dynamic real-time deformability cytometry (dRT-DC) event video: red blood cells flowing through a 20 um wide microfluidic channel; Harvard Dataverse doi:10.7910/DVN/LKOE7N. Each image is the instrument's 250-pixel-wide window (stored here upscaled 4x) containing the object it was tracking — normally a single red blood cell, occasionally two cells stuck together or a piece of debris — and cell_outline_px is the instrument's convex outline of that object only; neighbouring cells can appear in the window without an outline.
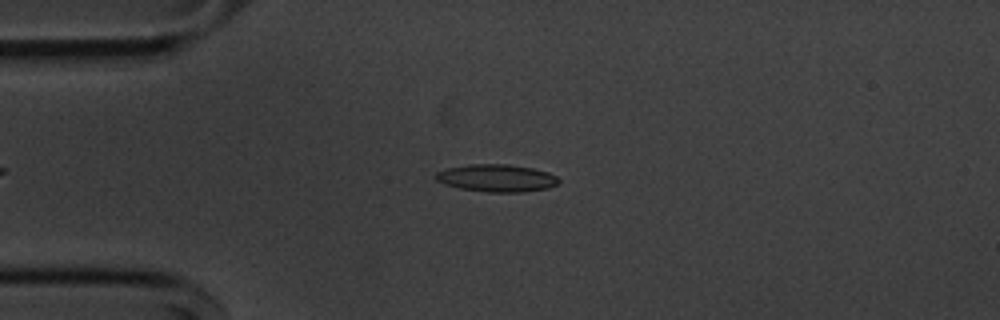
{"species": "common noctule bat (a hibernating species)", "species_latin": "Nyctalus noctula", "temperature_condition": "cold", "stored_images_in_passage": 38, "camera_frame_rate_fps": 3000, "um_per_image_px": 0.085, "animal": {"sex": "male", "body_mass_g": 20.1, "forearm_length_mm": 53.5}, "frame": {"image": 1, "passage_image": 1, "time_ms": 0.0, "image_size_px": [1000, 320], "cell_outline_px": [[560, 180], [556, 184], [548, 188], [524, 192], [488, 192], [460, 188], [444, 184], [436, 180], [436, 172], [448, 168], [468, 164], [508, 164], [532, 168], [548, 172], [556, 176]], "centroid_in_image_um": [42.22, 15.13], "position_along_channel_um": 42.8, "area_um2": 19.59}}
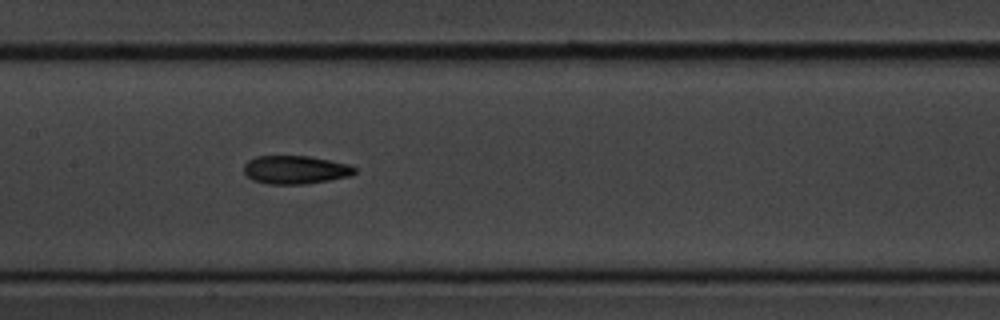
{"frame": {"image": 2, "passage_image": 14, "time_ms": 4.333, "image_size_px": [1000, 320], "cell_outline_px": [[356, 172], [352, 176], [304, 184], [268, 184], [252, 180], [244, 172], [244, 164], [248, 160], [256, 156], [308, 156], [348, 164], [356, 168]], "centroid_in_image_um": [25.1, 14.43], "position_along_channel_um": 182.3, "area_um2": 18.26}}
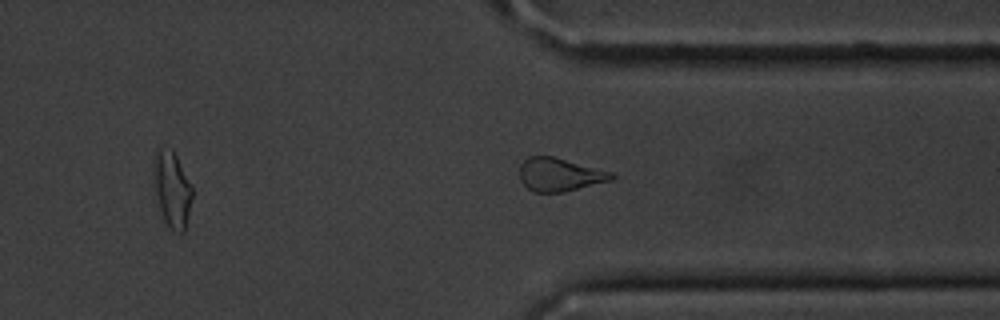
{"frame": {"image": 3, "passage_image": 29, "time_ms": 9.333, "image_size_px": [1000, 320], "cell_outline_px": [[616, 176], [612, 180], [564, 192], [532, 192], [520, 180], [520, 164], [528, 156], [552, 156], [612, 172]], "centroid_in_image_um": [47.56, 14.84], "position_along_channel_um": 363.8, "area_um2": 17.74}, "authors_computed_cell_mechanics": {"area_um2": 18.207, "velocity_mm_per_s": 3.6459, "shape_relaxation_time_tau1_ms": 6.7806, "shape_relaxation_time_tau2_ms": 4.6501, "deformation_change_tau1": 0.1676, "deformation_change_tau2": 0.1431}}